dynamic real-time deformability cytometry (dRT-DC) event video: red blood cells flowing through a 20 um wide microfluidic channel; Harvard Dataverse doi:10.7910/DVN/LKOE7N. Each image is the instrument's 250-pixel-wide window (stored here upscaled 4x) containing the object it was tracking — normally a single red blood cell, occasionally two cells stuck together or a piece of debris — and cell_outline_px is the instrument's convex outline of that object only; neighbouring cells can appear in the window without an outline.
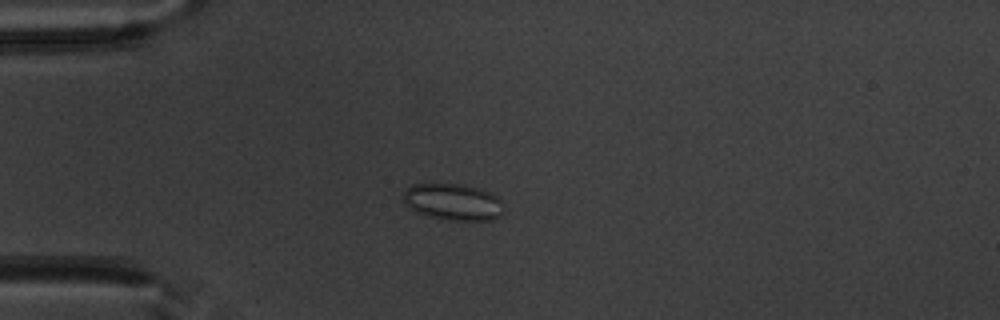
{"species": "common noctule bat (a hibernating species)", "species_latin": "Nyctalus noctula", "temperature_condition": "warm", "stored_images_in_passage": 47, "camera_frame_rate_fps": 3000, "um_per_image_px": 0.085, "animal": {"sex": "male", "body_mass_g": 20.1, "forearm_length_mm": 53.5}, "frame": {"image": 1, "passage_image": 9, "time_ms": 2.667, "image_size_px": [1000, 320], "cell_outline_px": [[500, 216], [492, 220], [456, 220], [432, 216], [420, 212], [412, 208], [404, 200], [404, 192], [408, 188], [416, 184], [456, 184], [476, 188], [488, 192], [496, 196], [500, 200]], "centroid_in_image_um": [38.52, 17.16], "position_along_channel_um": 46.5, "area_um2": 20.4}}
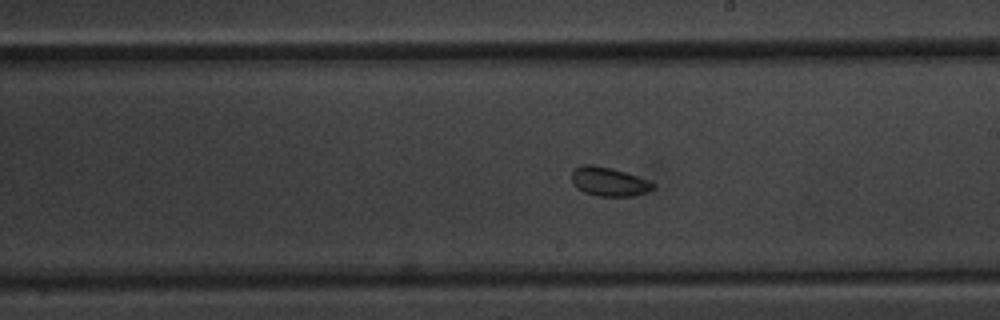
{"frame": {"image": 2, "passage_image": 25, "time_ms": 8.0, "image_size_px": [1000, 320], "cell_outline_px": [[656, 188], [648, 192], [632, 196], [600, 196], [584, 192], [576, 188], [572, 184], [572, 172], [576, 168], [584, 164], [592, 164], [612, 168], [648, 180], [656, 184]], "centroid_in_image_um": [51.77, 15.45], "position_along_channel_um": 237.2, "area_um2": 13.76}}
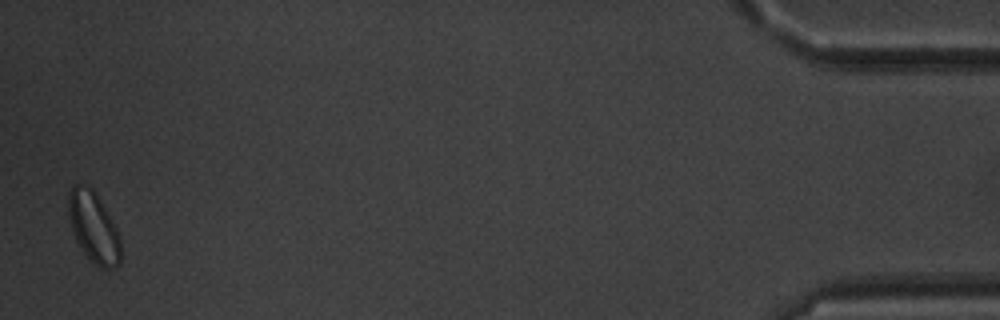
{"frame": {"image": 3, "passage_image": 46, "time_ms": 15.0, "image_size_px": [1000, 320], "cell_outline_px": [[120, 264], [116, 268], [100, 268], [84, 252], [76, 240], [68, 216], [68, 192], [72, 184], [80, 184], [92, 188], [116, 228], [120, 240]], "centroid_in_image_um": [7.94, 19.31], "position_along_channel_um": 427.3, "area_um2": 21.1}, "authors_computed_cell_mechanics": {"area_um2": 14.739, "velocity_mm_per_s": 3.9337, "shape_relaxation_time_tau1_ms": null, "shape_relaxation_time_tau2_ms": 1.901, "deformation_change_tau1": null, "deformation_change_tau2": 0.0573}}